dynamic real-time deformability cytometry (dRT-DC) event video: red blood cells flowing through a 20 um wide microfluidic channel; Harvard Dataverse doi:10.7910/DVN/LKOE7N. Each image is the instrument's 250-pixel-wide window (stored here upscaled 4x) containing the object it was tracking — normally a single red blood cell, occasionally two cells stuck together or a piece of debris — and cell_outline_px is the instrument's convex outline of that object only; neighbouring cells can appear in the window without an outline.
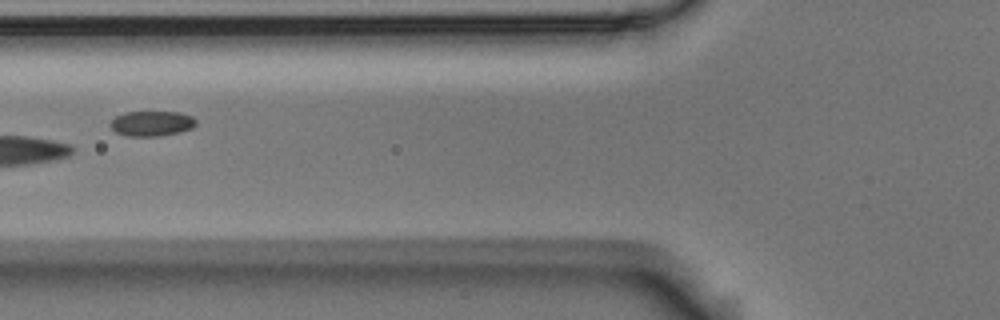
{"species": "Egyptian fruit bat (a non-hibernating species)", "species_latin": "Rousettus aegyptiacus", "temperature_condition": "room temperature", "stored_images_in_passage": 6, "camera_frame_rate_fps": 3000, "um_per_image_px": 0.085, "animal": {"sex": "male"}, "frame": {"image": 1, "passage_image": 4, "time_ms": 1.0, "image_size_px": [1000, 320], "cell_outline_px": [[196, 124], [192, 128], [180, 132], [160, 136], [128, 136], [116, 132], [108, 124], [116, 116], [124, 112], [180, 112], [192, 116], [196, 120]], "centroid_in_image_um": [12.9, 10.49], "position_along_channel_um": 112.9, "area_um2": 12.6}}
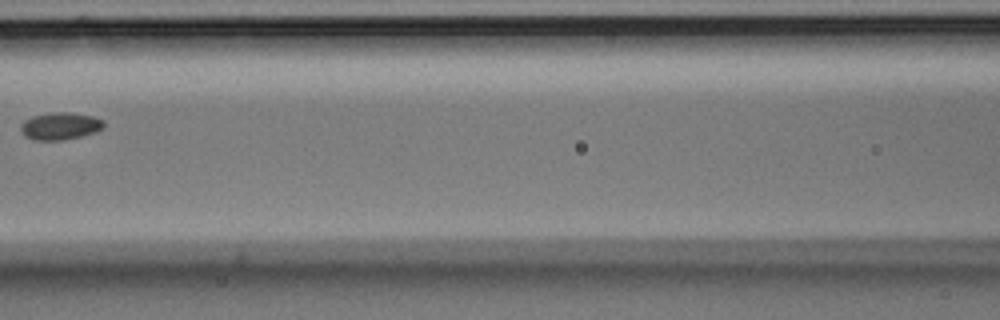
{"frame": {"image": 2, "passage_image": 5, "time_ms": 1.333, "image_size_px": [1000, 320], "cell_outline_px": [[104, 124], [100, 128], [92, 132], [80, 136], [60, 140], [36, 140], [24, 136], [20, 128], [24, 120], [32, 116], [52, 112], [72, 112], [92, 116], [104, 120]], "centroid_in_image_um": [5.07, 10.7], "position_along_channel_um": 161.5, "area_um2": 13.01}}
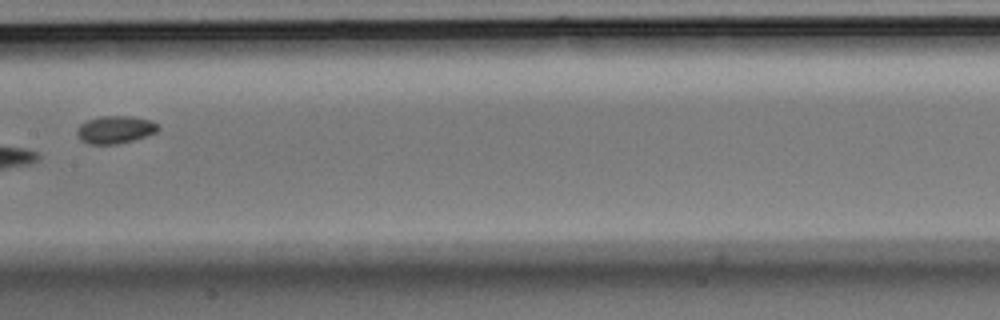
{"frame": {"image": 3, "passage_image": 6, "time_ms": 1.667, "image_size_px": [1000, 320], "cell_outline_px": [[160, 128], [156, 132], [132, 140], [116, 144], [88, 144], [80, 140], [76, 136], [76, 132], [80, 124], [88, 120], [100, 116], [128, 116], [152, 120], [160, 124]], "centroid_in_image_um": [9.78, 11.01], "position_along_channel_um": 197.6, "area_um2": 13.12}}